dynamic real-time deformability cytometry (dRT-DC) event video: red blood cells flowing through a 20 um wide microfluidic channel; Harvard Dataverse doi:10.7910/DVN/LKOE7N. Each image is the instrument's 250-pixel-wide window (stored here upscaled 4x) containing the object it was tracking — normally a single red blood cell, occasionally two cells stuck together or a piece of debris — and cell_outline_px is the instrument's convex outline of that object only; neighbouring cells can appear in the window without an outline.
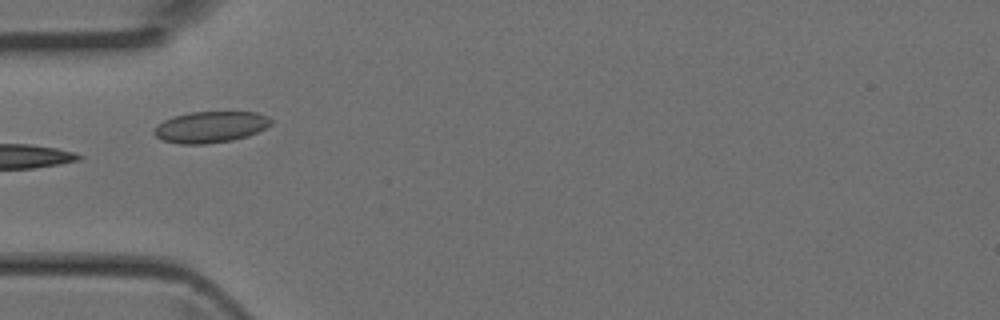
{"species": "Egyptian fruit bat (a non-hibernating species)", "species_latin": "Rousettus aegyptiacus", "temperature_condition": "room temperature", "stored_images_in_passage": 4, "camera_frame_rate_fps": 3000, "um_per_image_px": 0.085, "animal": {"sex": "female"}, "frame": {"image": 1, "passage_image": 4, "time_ms": 1.0, "image_size_px": [1000, 320], "cell_outline_px": [[272, 124], [248, 136], [232, 140], [204, 144], [180, 144], [160, 140], [152, 132], [152, 128], [156, 124], [164, 120], [188, 112], [256, 112], [268, 116], [272, 120]], "centroid_in_image_um": [17.85, 10.8], "position_along_channel_um": 67.2, "area_um2": 21.44}}